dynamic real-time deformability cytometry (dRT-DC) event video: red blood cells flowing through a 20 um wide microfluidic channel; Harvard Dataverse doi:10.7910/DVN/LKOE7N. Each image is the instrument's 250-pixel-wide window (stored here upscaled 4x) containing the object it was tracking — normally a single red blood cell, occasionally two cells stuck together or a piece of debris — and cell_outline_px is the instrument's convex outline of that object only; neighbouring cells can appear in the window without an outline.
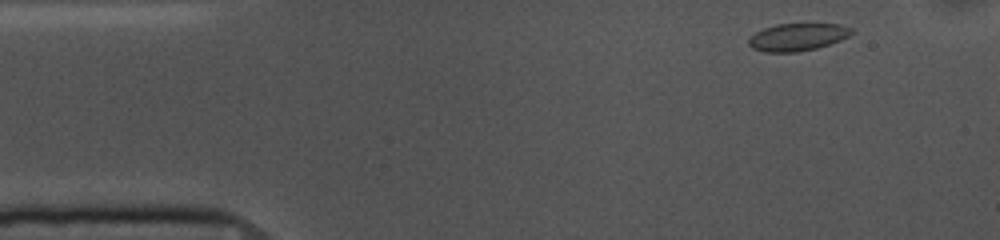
{"species": "common noctule bat (a hibernating species)", "species_latin": "Nyctalus noctula", "temperature_condition": "cold", "stored_images_in_passage": 49, "camera_frame_rate_fps": 3000, "um_per_image_px": 0.085, "animal": {"sex": "female", "body_mass_g": 10.0, "forearm_length_mm": 53.1}, "frame": {"image": 1, "passage_image": 1, "time_ms": 0.0, "image_size_px": [1000, 240], "cell_outline_px": [[852, 32], [848, 36], [840, 40], [816, 48], [796, 52], [764, 52], [752, 48], [748, 44], [748, 40], [756, 32], [764, 28], [776, 24], [840, 24], [852, 28]], "centroid_in_image_um": [67.77, 3.15], "position_along_channel_um": 17.2, "area_um2": 16.3}}
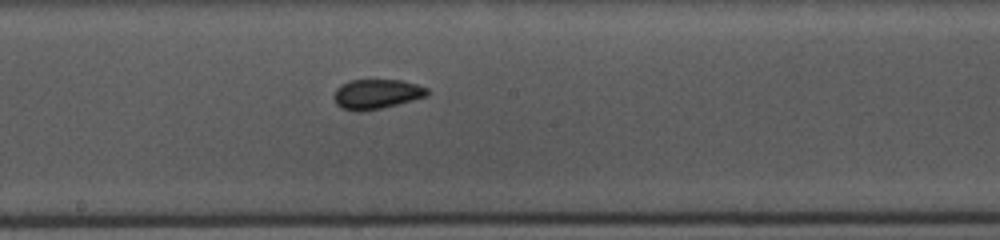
{"frame": {"image": 2, "passage_image": 23, "time_ms": 7.333, "image_size_px": [1000, 240], "cell_outline_px": [[432, 92], [428, 96], [380, 108], [360, 112], [340, 108], [336, 104], [332, 96], [336, 88], [340, 84], [348, 80], [400, 80], [416, 84], [428, 88]], "centroid_in_image_um": [31.98, 7.99], "position_along_channel_um": 216.2, "area_um2": 16.36}}
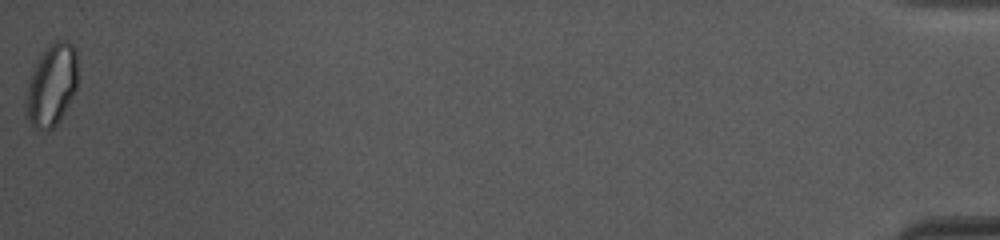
{"frame": {"image": 3, "passage_image": 49, "time_ms": 16.0, "image_size_px": [1000, 240], "cell_outline_px": [[76, 88], [56, 124], [48, 132], [36, 128], [28, 120], [28, 84], [32, 72], [40, 56], [48, 44], [56, 40], [68, 40], [72, 44], [76, 52]], "centroid_in_image_um": [4.41, 7.18], "position_along_channel_um": 430.8, "area_um2": 23.81}, "authors_computed_cell_mechanics": {"area_um2": 16.4152, "velocity_mm_per_s": 3.698, "shape_relaxation_time_tau1_ms": null, "shape_relaxation_time_tau2_ms": 2.3261, "deformation_change_tau1": null, "deformation_change_tau2": 0.0651}}